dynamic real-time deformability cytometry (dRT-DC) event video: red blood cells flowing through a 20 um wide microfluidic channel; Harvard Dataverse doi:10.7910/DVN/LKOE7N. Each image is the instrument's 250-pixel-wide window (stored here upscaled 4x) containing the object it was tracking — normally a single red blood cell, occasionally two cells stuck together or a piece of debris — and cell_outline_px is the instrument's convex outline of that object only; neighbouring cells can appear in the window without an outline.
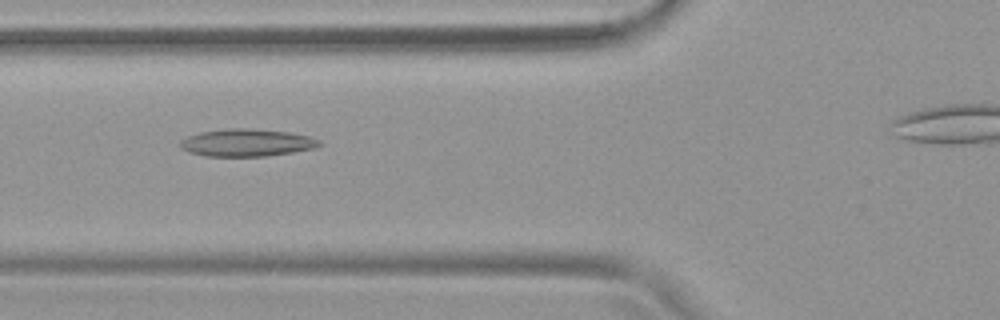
{"species": "common noctule bat (a hibernating species)", "species_latin": "Nyctalus noctula", "temperature_condition": "warm", "stored_images_in_passage": 41, "camera_frame_rate_fps": 3000, "um_per_image_px": 0.085, "animal": {"sex": "female", "body_mass_g": 19.9}, "frame": {"image": 1, "passage_image": 14, "time_ms": 4.333, "image_size_px": [1000, 320], "cell_outline_px": [[324, 144], [312, 148], [292, 152], [264, 156], [204, 156], [188, 152], [180, 148], [176, 144], [180, 140], [188, 136], [200, 132], [228, 128], [252, 128], [288, 132], [308, 136], [320, 140]], "centroid_in_image_um": [20.91, 12.12], "position_along_channel_um": 104.9, "area_um2": 22.37}}
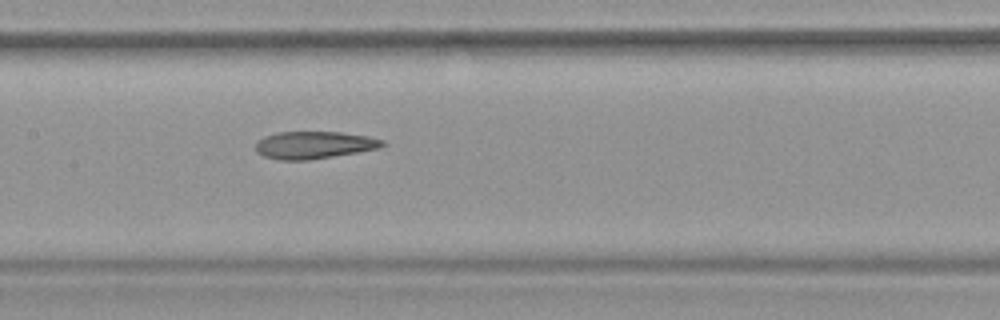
{"frame": {"image": 2, "passage_image": 20, "time_ms": 6.333, "image_size_px": [1000, 320], "cell_outline_px": [[388, 144], [380, 148], [308, 160], [280, 160], [264, 156], [256, 152], [256, 140], [264, 136], [276, 132], [340, 132], [368, 136], [384, 140]], "centroid_in_image_um": [26.69, 12.32], "position_along_channel_um": 180.7, "area_um2": 20.29}}
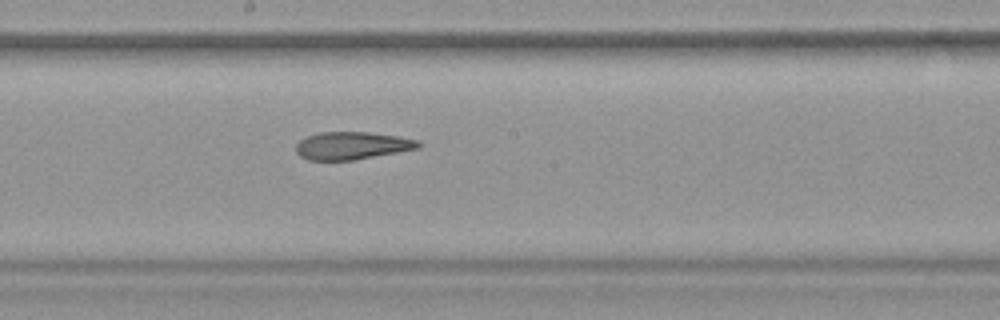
{"frame": {"image": 3, "passage_image": 23, "time_ms": 7.333, "image_size_px": [1000, 320], "cell_outline_px": [[424, 144], [420, 148], [356, 160], [308, 160], [300, 156], [296, 152], [296, 144], [300, 140], [308, 136], [320, 132], [368, 132], [396, 136], [420, 140]], "centroid_in_image_um": [29.96, 12.38], "position_along_channel_um": 218.2, "area_um2": 19.88}}